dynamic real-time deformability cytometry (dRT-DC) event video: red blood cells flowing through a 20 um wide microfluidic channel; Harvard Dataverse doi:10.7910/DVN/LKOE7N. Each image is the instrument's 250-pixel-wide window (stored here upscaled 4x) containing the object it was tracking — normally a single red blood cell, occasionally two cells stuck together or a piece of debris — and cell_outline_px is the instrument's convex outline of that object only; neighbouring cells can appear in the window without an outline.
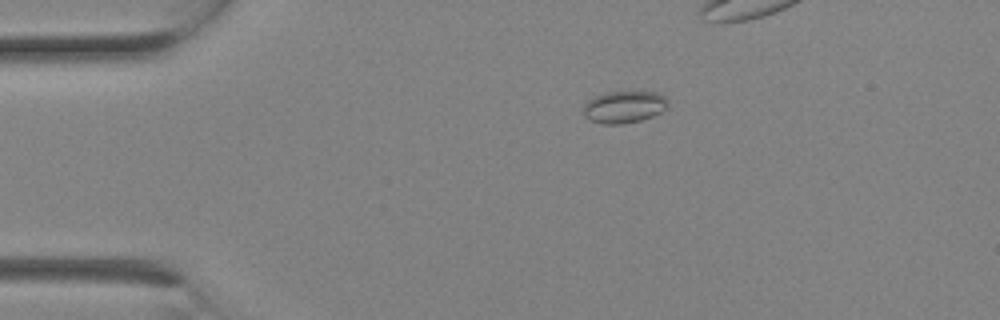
{"species": "Egyptian fruit bat (a non-hibernating species)", "species_latin": "Rousettus aegyptiacus", "temperature_condition": "room temperature", "stored_images_in_passage": 3, "camera_frame_rate_fps": 3000, "um_per_image_px": 0.085, "animal": {"sex": "female"}, "frame": {"image": 1, "passage_image": 3, "time_ms": 0.667, "image_size_px": [1000, 320], "cell_outline_px": [[668, 104], [660, 112], [652, 116], [640, 120], [624, 124], [604, 124], [592, 120], [584, 116], [584, 104], [588, 100], [596, 96], [608, 92], [656, 92], [664, 96], [668, 100]], "centroid_in_image_um": [53.05, 9.09], "position_along_channel_um": 32.0, "area_um2": 15.55}}